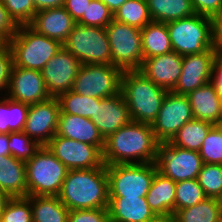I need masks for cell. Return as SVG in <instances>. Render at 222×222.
Wrapping results in <instances>:
<instances>
[{
  "label": "cell",
  "mask_w": 222,
  "mask_h": 222,
  "mask_svg": "<svg viewBox=\"0 0 222 222\" xmlns=\"http://www.w3.org/2000/svg\"><path fill=\"white\" fill-rule=\"evenodd\" d=\"M217 204L219 205V209L222 215V191L221 193L216 197Z\"/></svg>",
  "instance_id": "obj_53"
},
{
  "label": "cell",
  "mask_w": 222,
  "mask_h": 222,
  "mask_svg": "<svg viewBox=\"0 0 222 222\" xmlns=\"http://www.w3.org/2000/svg\"><path fill=\"white\" fill-rule=\"evenodd\" d=\"M157 170L156 162L106 165L109 197H146Z\"/></svg>",
  "instance_id": "obj_7"
},
{
  "label": "cell",
  "mask_w": 222,
  "mask_h": 222,
  "mask_svg": "<svg viewBox=\"0 0 222 222\" xmlns=\"http://www.w3.org/2000/svg\"><path fill=\"white\" fill-rule=\"evenodd\" d=\"M5 93L9 99L29 105L51 97L41 71L14 65L11 70L9 88Z\"/></svg>",
  "instance_id": "obj_16"
},
{
  "label": "cell",
  "mask_w": 222,
  "mask_h": 222,
  "mask_svg": "<svg viewBox=\"0 0 222 222\" xmlns=\"http://www.w3.org/2000/svg\"><path fill=\"white\" fill-rule=\"evenodd\" d=\"M196 14L212 17L222 11V0H191Z\"/></svg>",
  "instance_id": "obj_44"
},
{
  "label": "cell",
  "mask_w": 222,
  "mask_h": 222,
  "mask_svg": "<svg viewBox=\"0 0 222 222\" xmlns=\"http://www.w3.org/2000/svg\"><path fill=\"white\" fill-rule=\"evenodd\" d=\"M62 113L78 115L92 120L94 118L96 104H100V99L83 96L69 90L57 97Z\"/></svg>",
  "instance_id": "obj_33"
},
{
  "label": "cell",
  "mask_w": 222,
  "mask_h": 222,
  "mask_svg": "<svg viewBox=\"0 0 222 222\" xmlns=\"http://www.w3.org/2000/svg\"><path fill=\"white\" fill-rule=\"evenodd\" d=\"M0 190L11 197H27L25 161L0 155Z\"/></svg>",
  "instance_id": "obj_25"
},
{
  "label": "cell",
  "mask_w": 222,
  "mask_h": 222,
  "mask_svg": "<svg viewBox=\"0 0 222 222\" xmlns=\"http://www.w3.org/2000/svg\"><path fill=\"white\" fill-rule=\"evenodd\" d=\"M123 71L113 65H82L72 91L77 94L103 99L121 92Z\"/></svg>",
  "instance_id": "obj_10"
},
{
  "label": "cell",
  "mask_w": 222,
  "mask_h": 222,
  "mask_svg": "<svg viewBox=\"0 0 222 222\" xmlns=\"http://www.w3.org/2000/svg\"><path fill=\"white\" fill-rule=\"evenodd\" d=\"M143 61L173 51L166 23L151 21L141 29Z\"/></svg>",
  "instance_id": "obj_26"
},
{
  "label": "cell",
  "mask_w": 222,
  "mask_h": 222,
  "mask_svg": "<svg viewBox=\"0 0 222 222\" xmlns=\"http://www.w3.org/2000/svg\"><path fill=\"white\" fill-rule=\"evenodd\" d=\"M10 17L20 25H29L36 13L32 0H2Z\"/></svg>",
  "instance_id": "obj_40"
},
{
  "label": "cell",
  "mask_w": 222,
  "mask_h": 222,
  "mask_svg": "<svg viewBox=\"0 0 222 222\" xmlns=\"http://www.w3.org/2000/svg\"><path fill=\"white\" fill-rule=\"evenodd\" d=\"M8 138L10 155L25 162L32 158L41 147L23 131L10 132Z\"/></svg>",
  "instance_id": "obj_37"
},
{
  "label": "cell",
  "mask_w": 222,
  "mask_h": 222,
  "mask_svg": "<svg viewBox=\"0 0 222 222\" xmlns=\"http://www.w3.org/2000/svg\"><path fill=\"white\" fill-rule=\"evenodd\" d=\"M29 106L3 96L0 100V133L23 131Z\"/></svg>",
  "instance_id": "obj_29"
},
{
  "label": "cell",
  "mask_w": 222,
  "mask_h": 222,
  "mask_svg": "<svg viewBox=\"0 0 222 222\" xmlns=\"http://www.w3.org/2000/svg\"><path fill=\"white\" fill-rule=\"evenodd\" d=\"M113 20V13L101 0H91L86 14L77 22L84 26L105 28Z\"/></svg>",
  "instance_id": "obj_39"
},
{
  "label": "cell",
  "mask_w": 222,
  "mask_h": 222,
  "mask_svg": "<svg viewBox=\"0 0 222 222\" xmlns=\"http://www.w3.org/2000/svg\"><path fill=\"white\" fill-rule=\"evenodd\" d=\"M156 165L160 173L177 183L197 179L203 161L199 151L174 146L167 141L159 144Z\"/></svg>",
  "instance_id": "obj_11"
},
{
  "label": "cell",
  "mask_w": 222,
  "mask_h": 222,
  "mask_svg": "<svg viewBox=\"0 0 222 222\" xmlns=\"http://www.w3.org/2000/svg\"><path fill=\"white\" fill-rule=\"evenodd\" d=\"M113 19L138 29H142L152 21L147 0H126L114 12Z\"/></svg>",
  "instance_id": "obj_32"
},
{
  "label": "cell",
  "mask_w": 222,
  "mask_h": 222,
  "mask_svg": "<svg viewBox=\"0 0 222 222\" xmlns=\"http://www.w3.org/2000/svg\"><path fill=\"white\" fill-rule=\"evenodd\" d=\"M183 56L175 51L144 59L141 69L147 78L167 91L176 86L182 72Z\"/></svg>",
  "instance_id": "obj_19"
},
{
  "label": "cell",
  "mask_w": 222,
  "mask_h": 222,
  "mask_svg": "<svg viewBox=\"0 0 222 222\" xmlns=\"http://www.w3.org/2000/svg\"><path fill=\"white\" fill-rule=\"evenodd\" d=\"M212 49L222 56V11L211 17Z\"/></svg>",
  "instance_id": "obj_45"
},
{
  "label": "cell",
  "mask_w": 222,
  "mask_h": 222,
  "mask_svg": "<svg viewBox=\"0 0 222 222\" xmlns=\"http://www.w3.org/2000/svg\"><path fill=\"white\" fill-rule=\"evenodd\" d=\"M18 25L10 17L7 9L4 7L2 0H0V38L8 43L9 40L17 32Z\"/></svg>",
  "instance_id": "obj_43"
},
{
  "label": "cell",
  "mask_w": 222,
  "mask_h": 222,
  "mask_svg": "<svg viewBox=\"0 0 222 222\" xmlns=\"http://www.w3.org/2000/svg\"><path fill=\"white\" fill-rule=\"evenodd\" d=\"M112 65L122 71L140 70L143 64L141 29L112 20L106 27Z\"/></svg>",
  "instance_id": "obj_9"
},
{
  "label": "cell",
  "mask_w": 222,
  "mask_h": 222,
  "mask_svg": "<svg viewBox=\"0 0 222 222\" xmlns=\"http://www.w3.org/2000/svg\"><path fill=\"white\" fill-rule=\"evenodd\" d=\"M150 222H174L173 217H161L157 216L155 219H153Z\"/></svg>",
  "instance_id": "obj_52"
},
{
  "label": "cell",
  "mask_w": 222,
  "mask_h": 222,
  "mask_svg": "<svg viewBox=\"0 0 222 222\" xmlns=\"http://www.w3.org/2000/svg\"><path fill=\"white\" fill-rule=\"evenodd\" d=\"M222 215L216 198L206 197L200 203L178 210L174 222H220Z\"/></svg>",
  "instance_id": "obj_31"
},
{
  "label": "cell",
  "mask_w": 222,
  "mask_h": 222,
  "mask_svg": "<svg viewBox=\"0 0 222 222\" xmlns=\"http://www.w3.org/2000/svg\"><path fill=\"white\" fill-rule=\"evenodd\" d=\"M193 119L187 95L167 91L151 127L156 139L162 143L170 141L185 123Z\"/></svg>",
  "instance_id": "obj_12"
},
{
  "label": "cell",
  "mask_w": 222,
  "mask_h": 222,
  "mask_svg": "<svg viewBox=\"0 0 222 222\" xmlns=\"http://www.w3.org/2000/svg\"><path fill=\"white\" fill-rule=\"evenodd\" d=\"M121 93L132 121L152 124L158 116L167 90L153 83L139 70L123 71Z\"/></svg>",
  "instance_id": "obj_3"
},
{
  "label": "cell",
  "mask_w": 222,
  "mask_h": 222,
  "mask_svg": "<svg viewBox=\"0 0 222 222\" xmlns=\"http://www.w3.org/2000/svg\"><path fill=\"white\" fill-rule=\"evenodd\" d=\"M81 66L82 63L62 46L41 70L49 95L58 97L72 90Z\"/></svg>",
  "instance_id": "obj_14"
},
{
  "label": "cell",
  "mask_w": 222,
  "mask_h": 222,
  "mask_svg": "<svg viewBox=\"0 0 222 222\" xmlns=\"http://www.w3.org/2000/svg\"><path fill=\"white\" fill-rule=\"evenodd\" d=\"M206 198L198 179L184 180L176 183L175 213L178 210L194 206Z\"/></svg>",
  "instance_id": "obj_34"
},
{
  "label": "cell",
  "mask_w": 222,
  "mask_h": 222,
  "mask_svg": "<svg viewBox=\"0 0 222 222\" xmlns=\"http://www.w3.org/2000/svg\"><path fill=\"white\" fill-rule=\"evenodd\" d=\"M8 143H9L8 134L0 133V155L1 156L10 155Z\"/></svg>",
  "instance_id": "obj_49"
},
{
  "label": "cell",
  "mask_w": 222,
  "mask_h": 222,
  "mask_svg": "<svg viewBox=\"0 0 222 222\" xmlns=\"http://www.w3.org/2000/svg\"><path fill=\"white\" fill-rule=\"evenodd\" d=\"M31 201L33 222H68L69 209L58 196H27Z\"/></svg>",
  "instance_id": "obj_27"
},
{
  "label": "cell",
  "mask_w": 222,
  "mask_h": 222,
  "mask_svg": "<svg viewBox=\"0 0 222 222\" xmlns=\"http://www.w3.org/2000/svg\"><path fill=\"white\" fill-rule=\"evenodd\" d=\"M46 147L68 170L98 168L104 164L103 151L88 143L55 134Z\"/></svg>",
  "instance_id": "obj_13"
},
{
  "label": "cell",
  "mask_w": 222,
  "mask_h": 222,
  "mask_svg": "<svg viewBox=\"0 0 222 222\" xmlns=\"http://www.w3.org/2000/svg\"><path fill=\"white\" fill-rule=\"evenodd\" d=\"M203 163L222 164V126L214 125L199 150Z\"/></svg>",
  "instance_id": "obj_35"
},
{
  "label": "cell",
  "mask_w": 222,
  "mask_h": 222,
  "mask_svg": "<svg viewBox=\"0 0 222 222\" xmlns=\"http://www.w3.org/2000/svg\"><path fill=\"white\" fill-rule=\"evenodd\" d=\"M110 222H150L157 216L146 197H109Z\"/></svg>",
  "instance_id": "obj_23"
},
{
  "label": "cell",
  "mask_w": 222,
  "mask_h": 222,
  "mask_svg": "<svg viewBox=\"0 0 222 222\" xmlns=\"http://www.w3.org/2000/svg\"><path fill=\"white\" fill-rule=\"evenodd\" d=\"M147 3L152 21L167 23L196 14L191 0H147Z\"/></svg>",
  "instance_id": "obj_28"
},
{
  "label": "cell",
  "mask_w": 222,
  "mask_h": 222,
  "mask_svg": "<svg viewBox=\"0 0 222 222\" xmlns=\"http://www.w3.org/2000/svg\"><path fill=\"white\" fill-rule=\"evenodd\" d=\"M68 222H110L108 208L69 210Z\"/></svg>",
  "instance_id": "obj_41"
},
{
  "label": "cell",
  "mask_w": 222,
  "mask_h": 222,
  "mask_svg": "<svg viewBox=\"0 0 222 222\" xmlns=\"http://www.w3.org/2000/svg\"><path fill=\"white\" fill-rule=\"evenodd\" d=\"M216 52L213 49L199 53L184 55L182 72L173 92L188 95L198 87L211 82L213 62Z\"/></svg>",
  "instance_id": "obj_17"
},
{
  "label": "cell",
  "mask_w": 222,
  "mask_h": 222,
  "mask_svg": "<svg viewBox=\"0 0 222 222\" xmlns=\"http://www.w3.org/2000/svg\"><path fill=\"white\" fill-rule=\"evenodd\" d=\"M13 65L12 51L9 45L6 43L0 49V91H8Z\"/></svg>",
  "instance_id": "obj_42"
},
{
  "label": "cell",
  "mask_w": 222,
  "mask_h": 222,
  "mask_svg": "<svg viewBox=\"0 0 222 222\" xmlns=\"http://www.w3.org/2000/svg\"><path fill=\"white\" fill-rule=\"evenodd\" d=\"M176 182L156 171L146 201L156 216L173 217L175 214Z\"/></svg>",
  "instance_id": "obj_24"
},
{
  "label": "cell",
  "mask_w": 222,
  "mask_h": 222,
  "mask_svg": "<svg viewBox=\"0 0 222 222\" xmlns=\"http://www.w3.org/2000/svg\"><path fill=\"white\" fill-rule=\"evenodd\" d=\"M103 139H107L119 128L129 124L132 119L123 94L100 99L96 104L94 118L91 120Z\"/></svg>",
  "instance_id": "obj_18"
},
{
  "label": "cell",
  "mask_w": 222,
  "mask_h": 222,
  "mask_svg": "<svg viewBox=\"0 0 222 222\" xmlns=\"http://www.w3.org/2000/svg\"><path fill=\"white\" fill-rule=\"evenodd\" d=\"M159 144L151 124L131 121L105 139L103 162L105 165L154 163Z\"/></svg>",
  "instance_id": "obj_1"
},
{
  "label": "cell",
  "mask_w": 222,
  "mask_h": 222,
  "mask_svg": "<svg viewBox=\"0 0 222 222\" xmlns=\"http://www.w3.org/2000/svg\"><path fill=\"white\" fill-rule=\"evenodd\" d=\"M11 198L12 197L8 193L0 190V217L4 212L5 206Z\"/></svg>",
  "instance_id": "obj_51"
},
{
  "label": "cell",
  "mask_w": 222,
  "mask_h": 222,
  "mask_svg": "<svg viewBox=\"0 0 222 222\" xmlns=\"http://www.w3.org/2000/svg\"><path fill=\"white\" fill-rule=\"evenodd\" d=\"M12 51L14 66L41 71L63 44L37 33L29 25L18 26L7 43Z\"/></svg>",
  "instance_id": "obj_4"
},
{
  "label": "cell",
  "mask_w": 222,
  "mask_h": 222,
  "mask_svg": "<svg viewBox=\"0 0 222 222\" xmlns=\"http://www.w3.org/2000/svg\"><path fill=\"white\" fill-rule=\"evenodd\" d=\"M173 51L181 56L212 49L211 18L194 14L166 23Z\"/></svg>",
  "instance_id": "obj_6"
},
{
  "label": "cell",
  "mask_w": 222,
  "mask_h": 222,
  "mask_svg": "<svg viewBox=\"0 0 222 222\" xmlns=\"http://www.w3.org/2000/svg\"><path fill=\"white\" fill-rule=\"evenodd\" d=\"M0 222H33L31 201L27 197H12L1 214Z\"/></svg>",
  "instance_id": "obj_38"
},
{
  "label": "cell",
  "mask_w": 222,
  "mask_h": 222,
  "mask_svg": "<svg viewBox=\"0 0 222 222\" xmlns=\"http://www.w3.org/2000/svg\"><path fill=\"white\" fill-rule=\"evenodd\" d=\"M76 21L64 7L37 11L29 26L37 33L64 44Z\"/></svg>",
  "instance_id": "obj_20"
},
{
  "label": "cell",
  "mask_w": 222,
  "mask_h": 222,
  "mask_svg": "<svg viewBox=\"0 0 222 222\" xmlns=\"http://www.w3.org/2000/svg\"><path fill=\"white\" fill-rule=\"evenodd\" d=\"M25 166L27 196L59 194L68 168L46 146H41Z\"/></svg>",
  "instance_id": "obj_5"
},
{
  "label": "cell",
  "mask_w": 222,
  "mask_h": 222,
  "mask_svg": "<svg viewBox=\"0 0 222 222\" xmlns=\"http://www.w3.org/2000/svg\"><path fill=\"white\" fill-rule=\"evenodd\" d=\"M103 1L109 10L114 14V12L126 1V0H101Z\"/></svg>",
  "instance_id": "obj_50"
},
{
  "label": "cell",
  "mask_w": 222,
  "mask_h": 222,
  "mask_svg": "<svg viewBox=\"0 0 222 222\" xmlns=\"http://www.w3.org/2000/svg\"><path fill=\"white\" fill-rule=\"evenodd\" d=\"M213 126L210 122L193 119L185 123L169 142L174 146L199 151L204 138Z\"/></svg>",
  "instance_id": "obj_30"
},
{
  "label": "cell",
  "mask_w": 222,
  "mask_h": 222,
  "mask_svg": "<svg viewBox=\"0 0 222 222\" xmlns=\"http://www.w3.org/2000/svg\"><path fill=\"white\" fill-rule=\"evenodd\" d=\"M57 196L69 210L108 208L106 165L91 169L68 170Z\"/></svg>",
  "instance_id": "obj_2"
},
{
  "label": "cell",
  "mask_w": 222,
  "mask_h": 222,
  "mask_svg": "<svg viewBox=\"0 0 222 222\" xmlns=\"http://www.w3.org/2000/svg\"><path fill=\"white\" fill-rule=\"evenodd\" d=\"M91 0H65L64 8L78 22L83 14H86V9Z\"/></svg>",
  "instance_id": "obj_46"
},
{
  "label": "cell",
  "mask_w": 222,
  "mask_h": 222,
  "mask_svg": "<svg viewBox=\"0 0 222 222\" xmlns=\"http://www.w3.org/2000/svg\"><path fill=\"white\" fill-rule=\"evenodd\" d=\"M6 43L0 38V49L5 45Z\"/></svg>",
  "instance_id": "obj_54"
},
{
  "label": "cell",
  "mask_w": 222,
  "mask_h": 222,
  "mask_svg": "<svg viewBox=\"0 0 222 222\" xmlns=\"http://www.w3.org/2000/svg\"><path fill=\"white\" fill-rule=\"evenodd\" d=\"M211 83L214 85L222 100V56L220 55H216L213 62Z\"/></svg>",
  "instance_id": "obj_47"
},
{
  "label": "cell",
  "mask_w": 222,
  "mask_h": 222,
  "mask_svg": "<svg viewBox=\"0 0 222 222\" xmlns=\"http://www.w3.org/2000/svg\"><path fill=\"white\" fill-rule=\"evenodd\" d=\"M194 119L222 124V100L211 82L198 87L187 95Z\"/></svg>",
  "instance_id": "obj_21"
},
{
  "label": "cell",
  "mask_w": 222,
  "mask_h": 222,
  "mask_svg": "<svg viewBox=\"0 0 222 222\" xmlns=\"http://www.w3.org/2000/svg\"><path fill=\"white\" fill-rule=\"evenodd\" d=\"M32 2L37 12L44 9L63 7L65 0H32Z\"/></svg>",
  "instance_id": "obj_48"
},
{
  "label": "cell",
  "mask_w": 222,
  "mask_h": 222,
  "mask_svg": "<svg viewBox=\"0 0 222 222\" xmlns=\"http://www.w3.org/2000/svg\"><path fill=\"white\" fill-rule=\"evenodd\" d=\"M197 179L205 196L216 198L222 191V164L203 163Z\"/></svg>",
  "instance_id": "obj_36"
},
{
  "label": "cell",
  "mask_w": 222,
  "mask_h": 222,
  "mask_svg": "<svg viewBox=\"0 0 222 222\" xmlns=\"http://www.w3.org/2000/svg\"><path fill=\"white\" fill-rule=\"evenodd\" d=\"M57 135L70 138L104 150L105 140L95 124L89 119L78 115L59 112Z\"/></svg>",
  "instance_id": "obj_22"
},
{
  "label": "cell",
  "mask_w": 222,
  "mask_h": 222,
  "mask_svg": "<svg viewBox=\"0 0 222 222\" xmlns=\"http://www.w3.org/2000/svg\"><path fill=\"white\" fill-rule=\"evenodd\" d=\"M63 46L82 65H112V55L106 29L76 23Z\"/></svg>",
  "instance_id": "obj_8"
},
{
  "label": "cell",
  "mask_w": 222,
  "mask_h": 222,
  "mask_svg": "<svg viewBox=\"0 0 222 222\" xmlns=\"http://www.w3.org/2000/svg\"><path fill=\"white\" fill-rule=\"evenodd\" d=\"M60 105L57 97L31 104L23 132L40 146H46L57 133Z\"/></svg>",
  "instance_id": "obj_15"
}]
</instances>
